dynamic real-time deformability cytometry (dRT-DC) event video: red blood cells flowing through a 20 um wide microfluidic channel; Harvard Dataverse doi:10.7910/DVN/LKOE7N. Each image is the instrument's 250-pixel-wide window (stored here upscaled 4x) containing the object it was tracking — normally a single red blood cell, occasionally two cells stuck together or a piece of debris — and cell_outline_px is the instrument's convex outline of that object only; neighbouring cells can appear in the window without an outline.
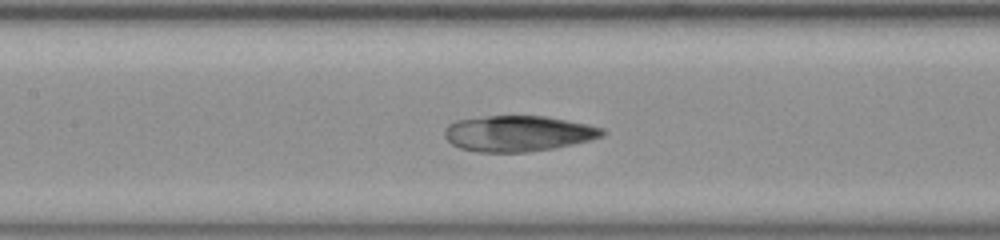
{"species": "common noctule bat (a hibernating species)", "species_latin": "Nyctalus noctula", "temperature_condition": "room temperature", "stored_images_in_passage": 46, "camera_frame_rate_fps": 3000, "um_per_image_px": 0.085, "animal": {"sex": "female", "body_mass_g": 23.0, "forearm_length_mm": 53.4}, "frame": {"image": 1, "passage_image": 18, "time_ms": 5.667, "image_size_px": [1000, 240], "cell_outline_px": [[608, 132], [604, 136], [572, 144], [552, 148], [528, 152], [476, 152], [460, 148], [452, 144], [444, 136], [444, 128], [448, 124], [456, 120], [488, 116], [548, 116], [588, 124], [604, 128]], "centroid_in_image_um": [44.05, 11.34], "position_along_channel_um": 163.4, "area_um2": 33.06}}
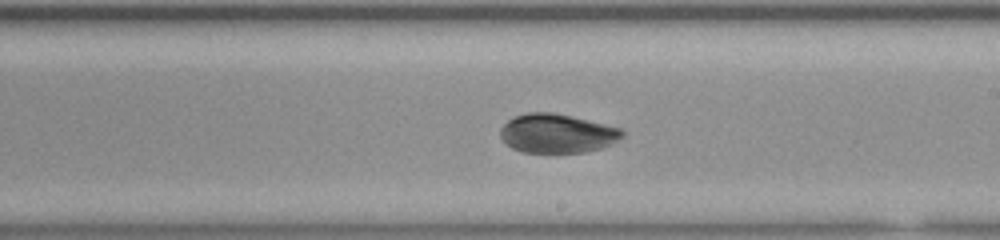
{"frame": {"image": 2, "passage_image": 24, "time_ms": 7.667, "image_size_px": [1000, 240], "cell_outline_px": [[624, 136], [612, 144], [600, 148], [584, 152], [524, 152], [512, 148], [500, 136], [500, 128], [508, 120], [524, 112], [552, 112], [572, 116], [620, 128], [624, 132]], "centroid_in_image_um": [47.35, 11.33], "position_along_channel_um": 241.6, "area_um2": 27.57}}
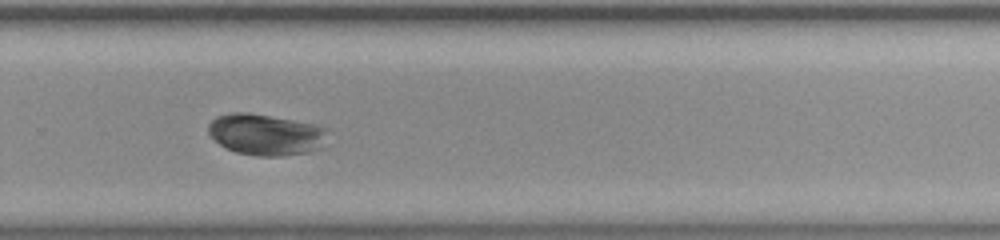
{"frame": {"image": 3, "passage_image": 29, "time_ms": 9.333, "image_size_px": [1000, 240], "cell_outline_px": [[328, 128], [324, 148], [308, 152], [284, 156], [256, 156], [236, 152], [220, 144], [208, 132], [208, 124], [216, 116], [228, 112], [248, 112], [316, 124]], "centroid_in_image_um": [22.63, 11.43], "position_along_channel_um": 307.2, "area_um2": 29.02}}